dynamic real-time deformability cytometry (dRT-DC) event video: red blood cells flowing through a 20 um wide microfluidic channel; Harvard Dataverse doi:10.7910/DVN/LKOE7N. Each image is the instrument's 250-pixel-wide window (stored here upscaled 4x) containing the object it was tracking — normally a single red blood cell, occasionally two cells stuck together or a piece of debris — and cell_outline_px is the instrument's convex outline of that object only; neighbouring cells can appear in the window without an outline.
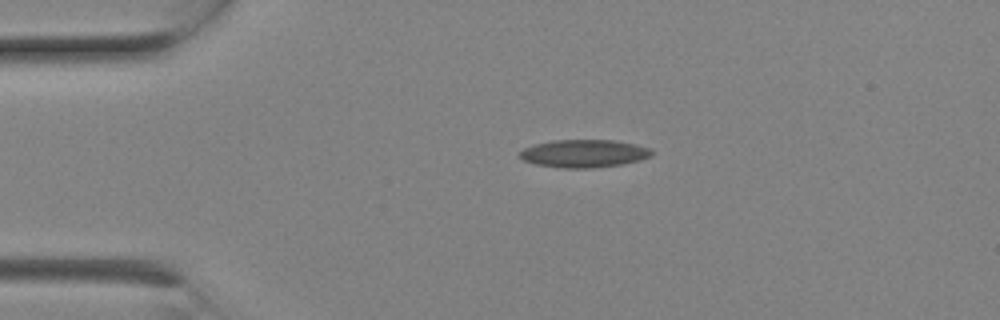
{"species": "Egyptian fruit bat (a non-hibernating species)", "species_latin": "Rousettus aegyptiacus", "temperature_condition": "room temperature", "stored_images_in_passage": 4, "camera_frame_rate_fps": 3000, "um_per_image_px": 0.085, "animal": {"sex": "female"}, "frame": {"image": 1, "passage_image": 1, "time_ms": 0.0, "image_size_px": [1000, 320], "cell_outline_px": [[652, 156], [640, 160], [624, 164], [596, 168], [560, 168], [536, 164], [524, 160], [520, 156], [520, 152], [524, 148], [536, 144], [552, 140], [616, 140], [636, 144], [652, 148]], "centroid_in_image_um": [49.7, 13.05], "position_along_channel_um": 35.3, "area_um2": 21.56}}
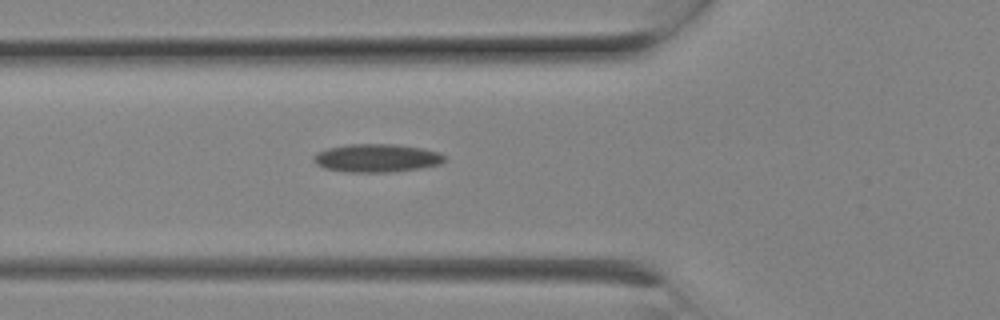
{"frame": {"image": 2, "passage_image": 4, "time_ms": 1.0, "image_size_px": [1000, 320], "cell_outline_px": [[444, 160], [440, 164], [420, 168], [392, 172], [348, 172], [324, 168], [316, 164], [312, 160], [312, 156], [316, 152], [328, 148], [348, 144], [392, 144], [420, 148], [440, 152], [444, 156]], "centroid_in_image_um": [31.97, 13.43], "position_along_channel_um": 93.8, "area_um2": 21.5}}